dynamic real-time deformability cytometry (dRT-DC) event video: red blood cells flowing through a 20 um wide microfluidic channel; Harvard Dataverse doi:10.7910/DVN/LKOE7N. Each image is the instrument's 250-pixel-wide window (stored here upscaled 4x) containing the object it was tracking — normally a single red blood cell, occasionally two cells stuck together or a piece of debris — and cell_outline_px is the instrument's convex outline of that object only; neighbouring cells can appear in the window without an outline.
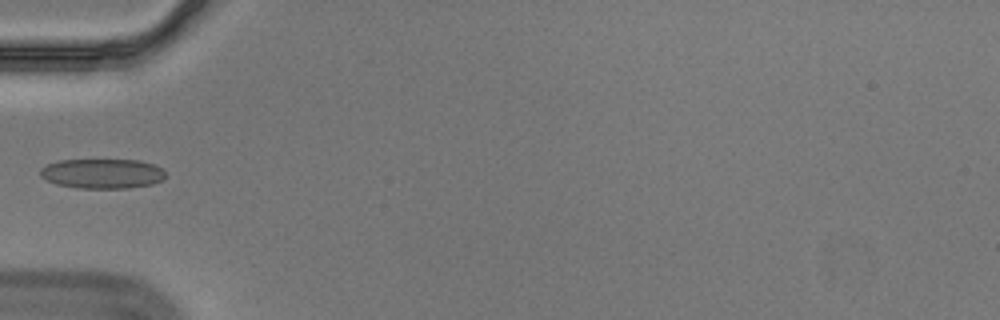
{"species": "Egyptian fruit bat (a non-hibernating species)", "species_latin": "Rousettus aegyptiacus", "temperature_condition": "cold", "stored_images_in_passage": 38, "camera_frame_rate_fps": 3000, "um_per_image_px": 0.085, "animal": {"sex": "male"}, "frame": {"image": 1, "passage_image": 1, "time_ms": 0.0, "image_size_px": [1000, 320], "cell_outline_px": [[164, 180], [152, 184], [128, 188], [76, 188], [56, 184], [40, 176], [40, 168], [48, 164], [60, 160], [140, 160], [152, 164], [160, 168], [164, 172]], "centroid_in_image_um": [8.68, 14.76], "position_along_channel_um": 76.3, "area_um2": 21.68}}
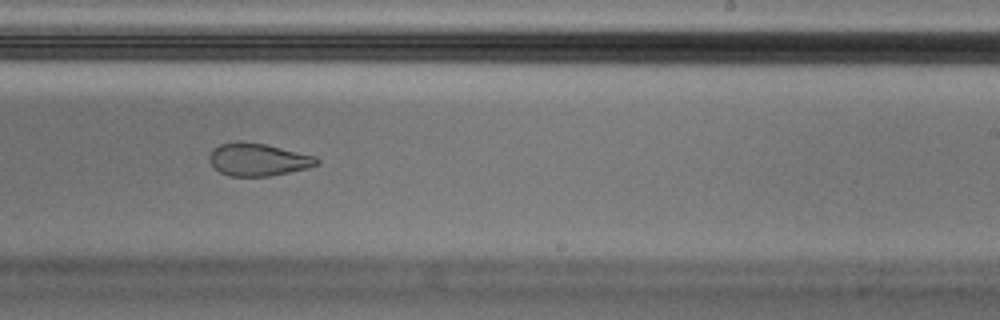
{"frame": {"image": 2, "passage_image": 17, "time_ms": 5.333, "image_size_px": [1000, 320], "cell_outline_px": [[320, 164], [308, 168], [268, 176], [228, 176], [220, 172], [208, 160], [208, 156], [212, 148], [220, 144], [236, 140], [240, 140], [264, 144], [316, 156], [320, 160]], "centroid_in_image_um": [21.91, 13.55], "position_along_channel_um": 267.1, "area_um2": 20.58}}
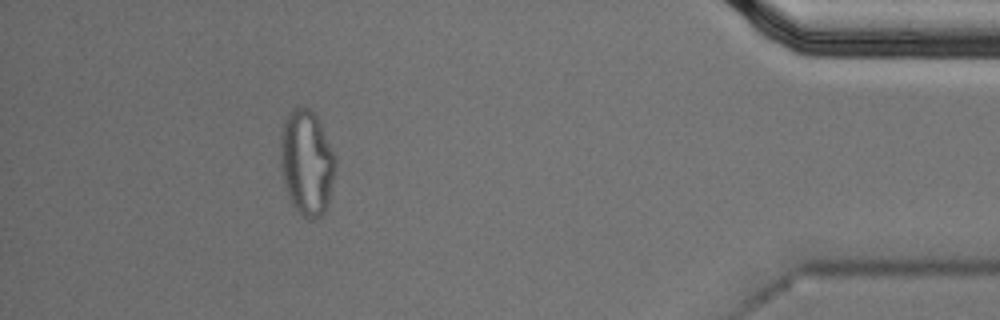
{"frame": {"image": 3, "passage_image": 33, "time_ms": 10.667, "image_size_px": [1000, 320], "cell_outline_px": [[336, 168], [328, 204], [324, 212], [316, 220], [308, 220], [292, 204], [284, 180], [280, 160], [280, 136], [284, 120], [288, 112], [292, 108], [304, 104], [316, 116], [336, 156]], "centroid_in_image_um": [26.08, 13.79], "position_along_channel_um": 409.1, "area_um2": 33.87}}